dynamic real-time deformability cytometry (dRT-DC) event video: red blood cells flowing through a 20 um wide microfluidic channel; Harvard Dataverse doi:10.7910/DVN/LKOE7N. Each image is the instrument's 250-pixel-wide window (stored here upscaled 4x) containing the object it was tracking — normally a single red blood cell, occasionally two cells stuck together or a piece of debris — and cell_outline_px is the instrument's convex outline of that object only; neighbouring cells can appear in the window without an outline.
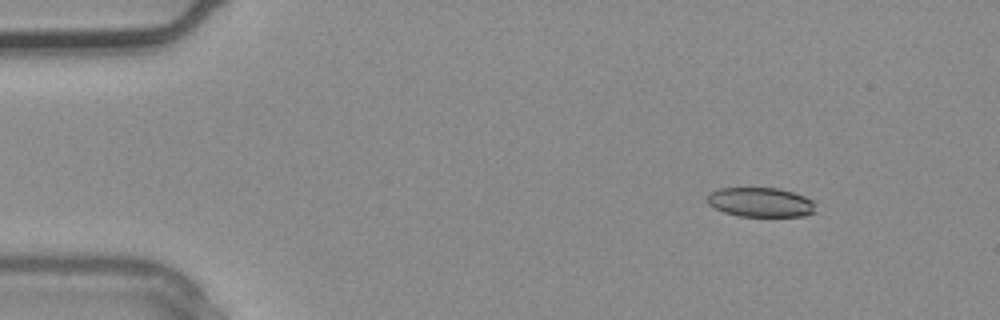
{"species": "common noctule bat (a hibernating species)", "species_latin": "Nyctalus noctula", "temperature_condition": "warm", "stored_images_in_passage": 2, "camera_frame_rate_fps": 3000, "um_per_image_px": 0.085, "animal": {"sex": "male", "body_mass_g": 20.4}, "frame": {"image": 1, "passage_image": 1, "time_ms": 0.0, "image_size_px": [1000, 320], "cell_outline_px": [[816, 212], [804, 216], [740, 216], [724, 212], [708, 204], [708, 196], [712, 192], [720, 188], [780, 188], [804, 196], [812, 200]], "centroid_in_image_um": [64.68, 17.19], "position_along_channel_um": 20.3, "area_um2": 18.44}}